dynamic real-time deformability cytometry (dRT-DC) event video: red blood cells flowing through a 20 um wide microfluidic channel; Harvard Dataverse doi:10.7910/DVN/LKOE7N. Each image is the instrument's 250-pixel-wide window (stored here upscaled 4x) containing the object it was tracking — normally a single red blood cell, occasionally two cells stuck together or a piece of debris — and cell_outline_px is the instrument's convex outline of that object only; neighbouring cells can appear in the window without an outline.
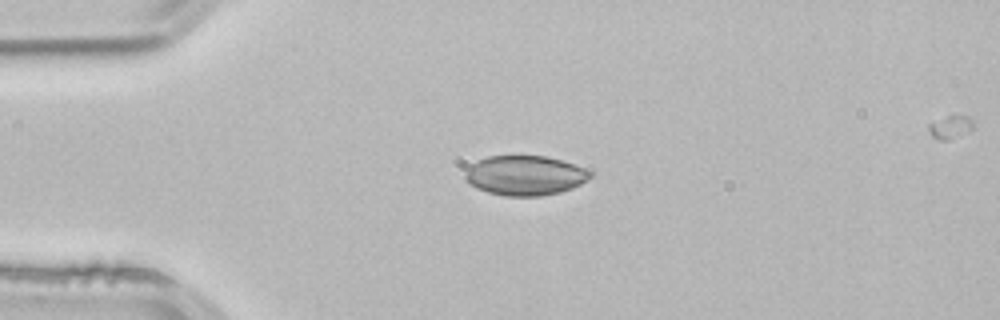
{"species": "common noctule bat (a hibernating species)", "species_latin": "Nyctalus noctula", "temperature_condition": "room temperature", "stored_images_in_passage": 2, "camera_frame_rate_fps": 3000, "um_per_image_px": 0.085, "animal": {"sex": "male", "body_mass_g": 21.5, "forearm_length_mm": 52.0}, "frame": {"image": 1, "passage_image": 1, "time_ms": 0.0, "image_size_px": [1000, 320], "cell_outline_px": [[592, 176], [588, 180], [572, 188], [560, 192], [540, 196], [504, 196], [488, 192], [476, 188], [468, 184], [464, 180], [464, 176], [472, 164], [488, 156], [544, 156], [560, 160], [584, 168], [592, 172]], "centroid_in_image_um": [44.62, 14.93], "position_along_channel_um": 40.4, "area_um2": 28.84}}
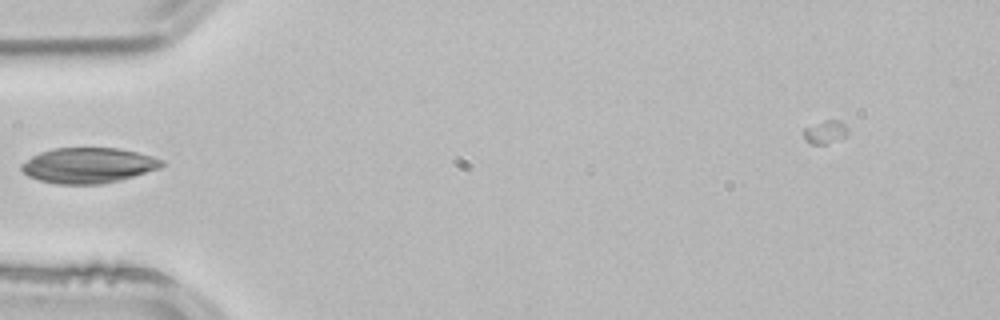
{"frame": {"image": 2, "passage_image": 2, "time_ms": 0.333, "image_size_px": [1000, 320], "cell_outline_px": [[164, 164], [160, 168], [120, 180], [100, 184], [56, 184], [40, 180], [28, 176], [20, 168], [20, 164], [32, 156], [40, 152], [56, 148], [120, 148], [152, 156], [164, 160]], "centroid_in_image_um": [7.5, 14.06], "position_along_channel_um": 77.5, "area_um2": 28.9}}